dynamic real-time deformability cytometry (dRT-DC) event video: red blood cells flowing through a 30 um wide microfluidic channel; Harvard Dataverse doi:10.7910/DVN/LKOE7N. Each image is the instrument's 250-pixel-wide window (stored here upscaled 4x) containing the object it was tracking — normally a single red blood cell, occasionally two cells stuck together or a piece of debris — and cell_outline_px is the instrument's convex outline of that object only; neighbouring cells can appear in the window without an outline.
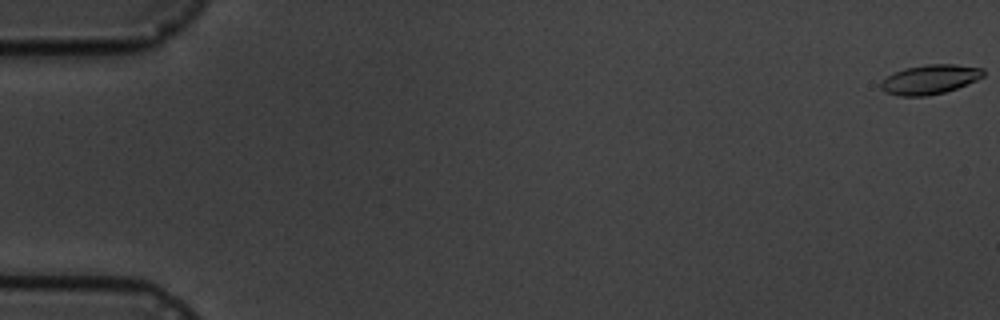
{"species": "common noctule bat (a hibernating species)", "species_latin": "Nyctalus noctula", "temperature_condition": "cold", "stored_images_in_passage": 7, "camera_frame_rate_fps": 3000, "um_per_image_px": 0.085, "animal": {"sex": "male", "body_mass_g": 19.5, "forearm_length_mm": 54.6}, "frame": {"image": 1, "passage_image": 1, "time_ms": 0.0, "image_size_px": [1000, 320], "cell_outline_px": [[984, 76], [976, 80], [956, 88], [944, 92], [924, 96], [896, 96], [884, 92], [880, 88], [880, 80], [904, 68], [924, 64], [956, 64], [984, 68]], "centroid_in_image_um": [79.01, 6.74], "position_along_channel_um": 6.0, "area_um2": 17.69}}
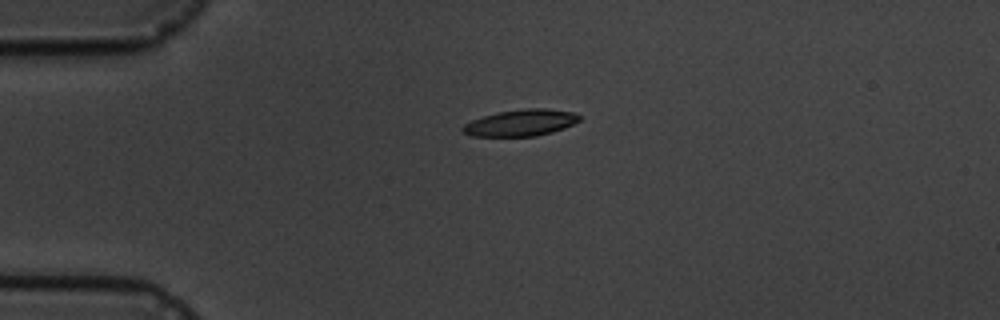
{"frame": {"image": 2, "passage_image": 5, "time_ms": 4.667, "image_size_px": [1000, 320], "cell_outline_px": [[580, 120], [564, 128], [552, 132], [536, 136], [472, 136], [464, 132], [460, 128], [464, 124], [472, 120], [496, 112], [528, 108], [544, 108], [576, 112], [580, 116]], "centroid_in_image_um": [44.28, 10.43], "position_along_channel_um": 40.7, "area_um2": 18.03}}
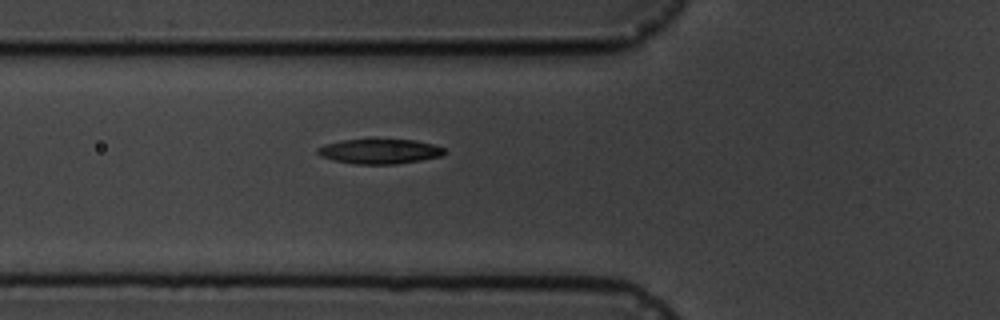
{"frame": {"image": 3, "passage_image": 7, "time_ms": 7.0, "image_size_px": [1000, 320], "cell_outline_px": [[444, 152], [440, 156], [420, 160], [396, 164], [352, 164], [332, 160], [320, 156], [316, 152], [316, 148], [324, 144], [340, 140], [412, 140], [432, 144], [444, 148]], "centroid_in_image_um": [32.18, 12.87], "position_along_channel_um": 93.6, "area_um2": 18.21}}